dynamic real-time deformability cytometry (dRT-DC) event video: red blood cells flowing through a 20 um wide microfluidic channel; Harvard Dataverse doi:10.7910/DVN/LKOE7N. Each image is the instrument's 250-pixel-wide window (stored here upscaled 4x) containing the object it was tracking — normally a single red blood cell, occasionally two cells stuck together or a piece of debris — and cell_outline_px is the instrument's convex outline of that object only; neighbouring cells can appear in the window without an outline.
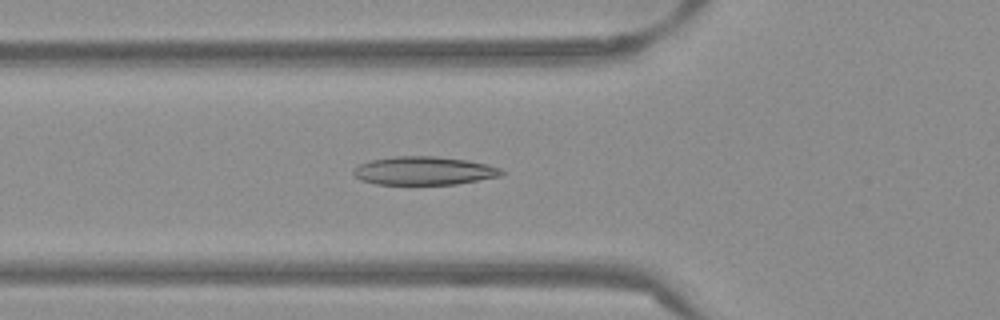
{"species": "Egyptian fruit bat (a non-hibernating species)", "species_latin": "Rousettus aegyptiacus", "temperature_condition": "warm", "stored_images_in_passage": 50, "camera_frame_rate_fps": 3000, "um_per_image_px": 0.085, "frame": {"image": 1, "passage_image": 19, "time_ms": 6.0, "image_size_px": [1000, 320], "cell_outline_px": [[504, 172], [500, 176], [456, 184], [376, 184], [360, 180], [352, 172], [360, 164], [372, 160], [396, 156], [432, 156], [468, 160], [488, 164], [500, 168]], "centroid_in_image_um": [36.05, 14.51], "position_along_channel_um": 89.7, "area_um2": 24.28}}
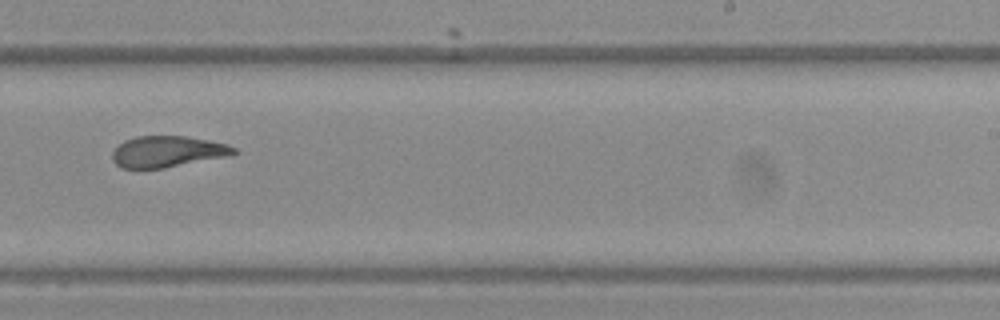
{"frame": {"image": 2, "passage_image": 31, "time_ms": 10.0, "image_size_px": [1000, 320], "cell_outline_px": [[236, 152], [232, 156], [164, 168], [120, 168], [112, 160], [112, 152], [124, 140], [136, 136], [184, 136], [208, 140], [228, 144], [236, 148]], "centroid_in_image_um": [14.26, 12.89], "position_along_channel_um": 274.7, "area_um2": 22.25}}
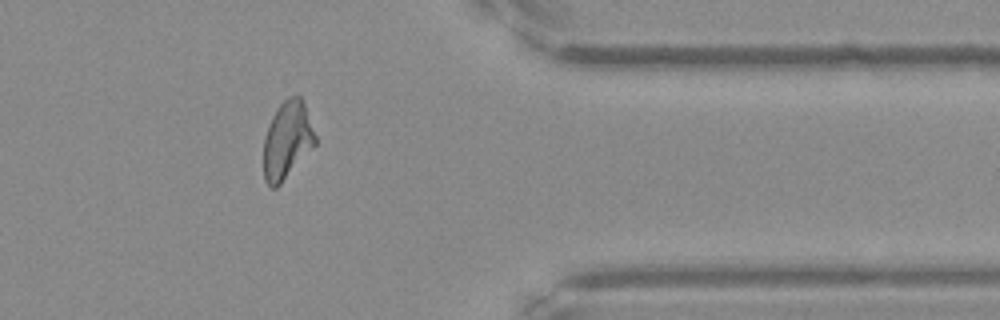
{"frame": {"image": 3, "passage_image": 41, "time_ms": 13.333, "image_size_px": [1000, 320], "cell_outline_px": [[316, 144], [280, 184], [276, 188], [272, 188], [264, 180], [264, 136], [272, 116], [276, 108], [288, 96], [300, 96], [304, 104], [316, 136]], "centroid_in_image_um": [24.4, 11.91], "position_along_channel_um": 387.0, "area_um2": 23.12}, "authors_computed_cell_mechanics": {"area_um2": 23.7269, "velocity_mm_per_s": 3.8546, "shape_relaxation_time_tau1_ms": null, "shape_relaxation_time_tau2_ms": 1.5937, "deformation_change_tau1": null, "deformation_change_tau2": 0.0892}}